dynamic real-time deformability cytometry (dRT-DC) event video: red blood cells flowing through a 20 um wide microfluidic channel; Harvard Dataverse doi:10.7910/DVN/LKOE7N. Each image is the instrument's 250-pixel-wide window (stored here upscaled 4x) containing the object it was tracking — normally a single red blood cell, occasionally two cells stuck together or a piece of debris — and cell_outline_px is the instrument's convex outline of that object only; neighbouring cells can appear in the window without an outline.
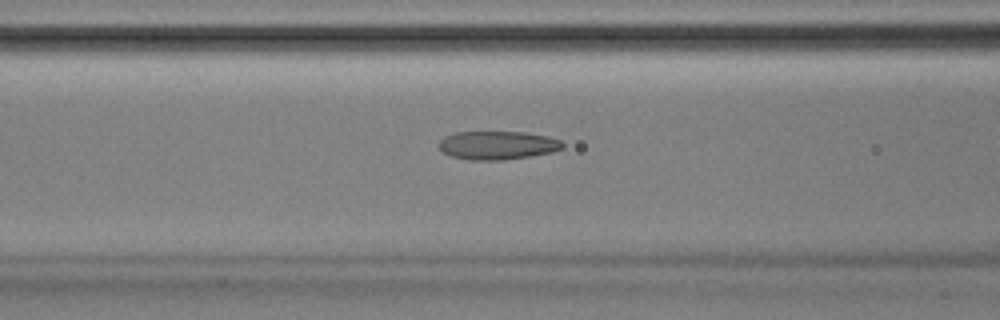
{"species": "Egyptian fruit bat (a non-hibernating species)", "species_latin": "Rousettus aegyptiacus", "temperature_condition": "room temperature", "stored_images_in_passage": 52, "camera_frame_rate_fps": 3000, "um_per_image_px": 0.085, "animal": {"sex": "male"}, "frame": {"image": 1, "passage_image": 21, "time_ms": 6.667, "image_size_px": [1000, 320], "cell_outline_px": [[564, 148], [552, 152], [504, 160], [472, 160], [452, 156], [444, 152], [440, 148], [440, 140], [444, 136], [456, 132], [528, 132], [548, 136], [560, 140], [564, 144]], "centroid_in_image_um": [42.32, 12.34], "position_along_channel_um": 124.3, "area_um2": 20.46}}
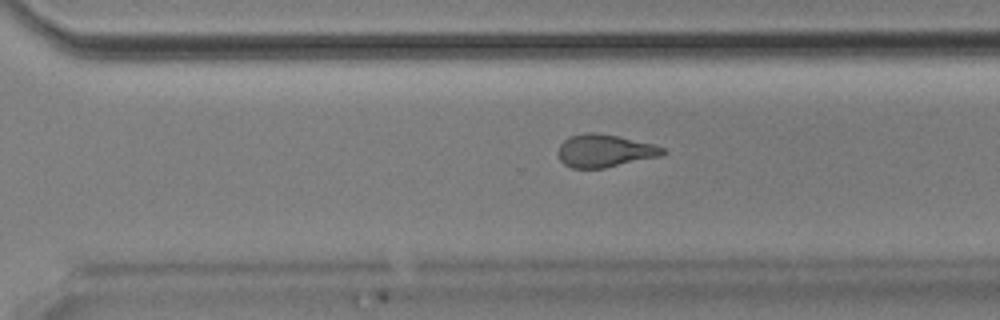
{"frame": {"image": 2, "passage_image": 36, "time_ms": 11.667, "image_size_px": [1000, 320], "cell_outline_px": [[668, 152], [664, 156], [604, 168], [572, 168], [564, 164], [560, 160], [556, 152], [560, 144], [564, 140], [572, 136], [584, 132], [596, 132], [616, 136], [652, 144], [664, 148]], "centroid_in_image_um": [51.4, 12.83], "position_along_channel_um": 319.2, "area_um2": 20.11}}
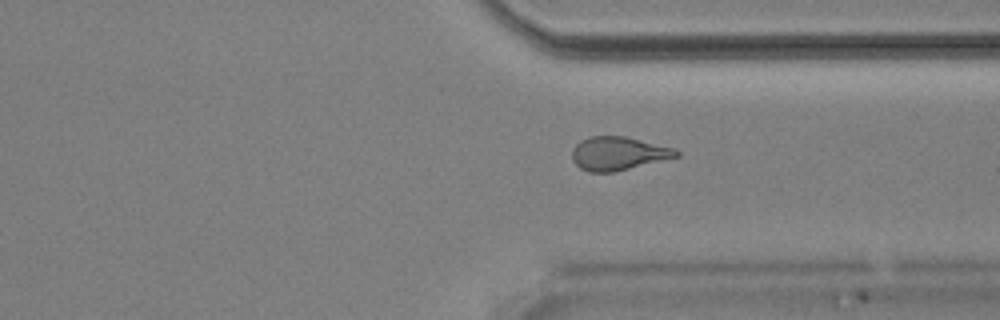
{"frame": {"image": 3, "passage_image": 39, "time_ms": 12.667, "image_size_px": [1000, 320], "cell_outline_px": [[680, 156], [612, 172], [588, 172], [580, 168], [572, 160], [572, 148], [580, 140], [588, 136], [624, 136], [676, 148], [680, 152]], "centroid_in_image_um": [52.54, 13.03], "position_along_channel_um": 358.9, "area_um2": 20.35}, "authors_computed_cell_mechanics": {"area_um2": 20.8947, "velocity_mm_per_s": 3.9055, "shape_relaxation_time_tau1_ms": 5.2065, "shape_relaxation_time_tau2_ms": 2.1115, "deformation_change_tau1": 0.1846, "deformation_change_tau2": 0.1152}}